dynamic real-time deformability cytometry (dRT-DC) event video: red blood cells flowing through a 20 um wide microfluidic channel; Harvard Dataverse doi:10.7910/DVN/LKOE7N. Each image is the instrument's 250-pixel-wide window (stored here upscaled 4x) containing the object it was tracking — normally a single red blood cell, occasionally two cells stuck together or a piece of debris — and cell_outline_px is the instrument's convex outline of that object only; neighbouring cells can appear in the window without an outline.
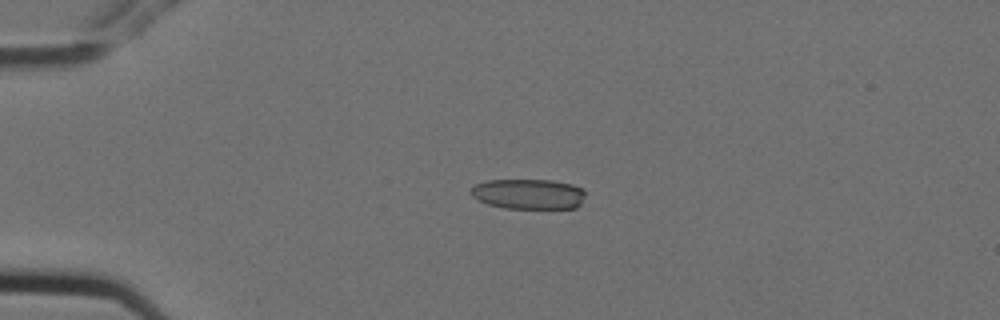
{"species": "Egyptian fruit bat (a non-hibernating species)", "species_latin": "Rousettus aegyptiacus", "temperature_condition": "cold", "stored_images_in_passage": 4, "camera_frame_rate_fps": 3000, "um_per_image_px": 0.085, "animal": {"sex": "female"}, "frame": {"image": 1, "passage_image": 3, "time_ms": 0.667, "image_size_px": [1000, 320], "cell_outline_px": [[584, 196], [580, 204], [576, 208], [504, 208], [488, 204], [476, 200], [468, 192], [476, 184], [488, 180], [552, 180], [572, 184], [580, 188], [584, 192]], "centroid_in_image_um": [44.88, 16.49], "position_along_channel_um": 40.1, "area_um2": 20.17}}